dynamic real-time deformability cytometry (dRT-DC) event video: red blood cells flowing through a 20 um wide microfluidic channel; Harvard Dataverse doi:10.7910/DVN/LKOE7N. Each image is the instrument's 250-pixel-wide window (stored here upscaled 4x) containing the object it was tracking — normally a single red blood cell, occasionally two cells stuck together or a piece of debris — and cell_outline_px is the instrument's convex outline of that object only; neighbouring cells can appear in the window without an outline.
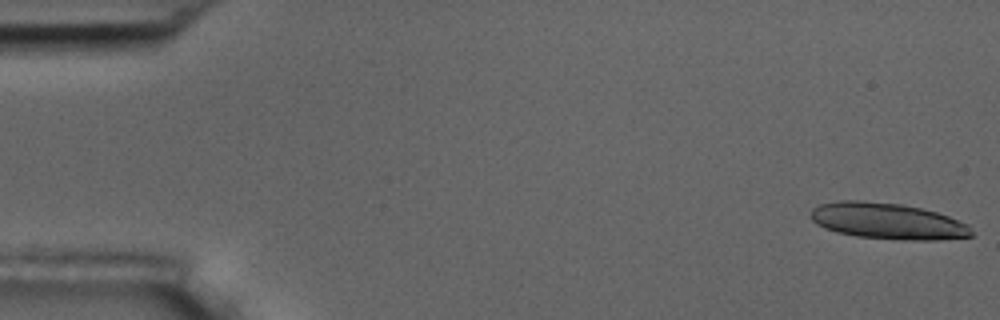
{"species": "common noctule bat (a hibernating species)", "species_latin": "Nyctalus noctula", "temperature_condition": "room temperature", "stored_images_in_passage": 5, "camera_frame_rate_fps": 3000, "um_per_image_px": 0.085, "animal": {"sex": "male", "body_mass_g": 17.5, "forearm_length_mm": 52.3}, "frame": {"image": 1, "passage_image": 1, "time_ms": 0.0, "image_size_px": [1000, 320], "cell_outline_px": [[972, 236], [936, 240], [904, 240], [856, 236], [836, 232], [824, 228], [816, 224], [812, 220], [812, 208], [820, 204], [836, 200], [860, 200], [904, 204], [936, 212], [948, 216], [968, 224], [972, 232]], "centroid_in_image_um": [75.43, 18.78], "position_along_channel_um": 9.6, "area_um2": 33.99}}